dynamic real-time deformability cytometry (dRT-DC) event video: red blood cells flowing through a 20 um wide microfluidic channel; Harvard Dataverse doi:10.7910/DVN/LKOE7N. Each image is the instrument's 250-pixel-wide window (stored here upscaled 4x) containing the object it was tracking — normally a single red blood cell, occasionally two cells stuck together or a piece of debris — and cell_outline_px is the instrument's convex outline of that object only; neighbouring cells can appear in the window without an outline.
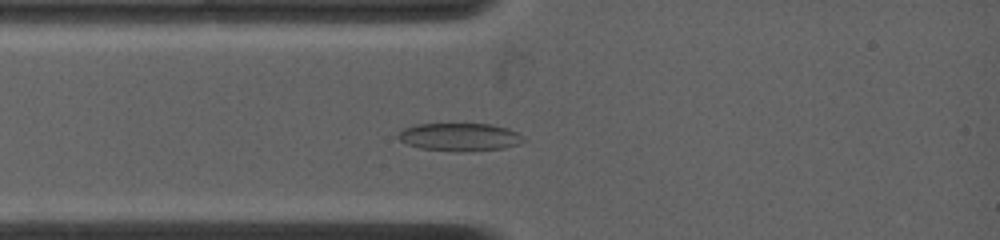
{"species": "common noctule bat (a hibernating species)", "species_latin": "Nyctalus noctula", "temperature_condition": "warm", "stored_images_in_passage": 62, "camera_frame_rate_fps": 4500, "um_per_image_px": 0.085, "animal": {"sex": "female", "body_mass_g": 19.0, "forearm_length_mm": 53.3}, "frame": {"image": 1, "passage_image": 9, "time_ms": 2.0, "image_size_px": [1000, 240], "cell_outline_px": [[524, 140], [520, 144], [504, 148], [456, 152], [420, 148], [408, 144], [400, 140], [396, 136], [404, 128], [416, 124], [492, 124], [508, 128], [524, 136]], "centroid_in_image_um": [39.09, 11.64], "position_along_channel_um": 45.9, "area_um2": 20.4}}
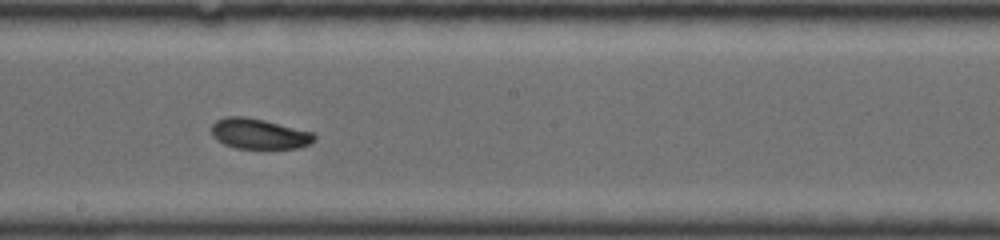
{"frame": {"image": 2, "passage_image": 32, "time_ms": 6.667, "image_size_px": [1000, 240], "cell_outline_px": [[316, 140], [300, 148], [236, 148], [224, 144], [216, 140], [212, 136], [212, 124], [216, 120], [224, 116], [244, 116], [264, 120], [316, 132]], "centroid_in_image_um": [22.04, 11.36], "position_along_channel_um": 226.2, "area_um2": 18.44}}
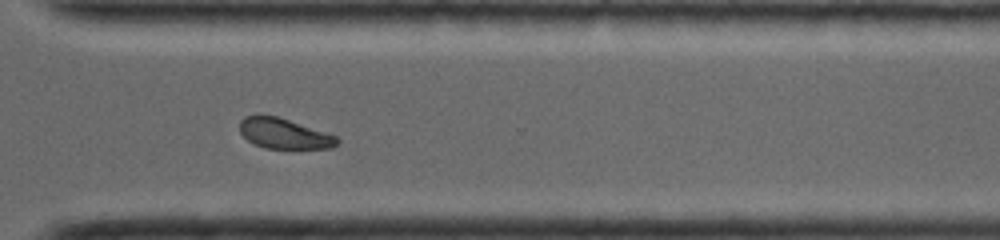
{"frame": {"image": 3, "passage_image": 50, "time_ms": 9.778, "image_size_px": [1000, 240], "cell_outline_px": [[340, 140], [332, 148], [264, 148], [248, 140], [240, 132], [240, 120], [244, 116], [256, 112], [276, 116], [336, 136]], "centroid_in_image_um": [24.07, 11.32], "position_along_channel_um": 346.5, "area_um2": 17.17}, "authors_computed_cell_mechanics": {"area_um2": 18.2648, "velocity_mm_per_s": 3.8576, "shape_relaxation_time_tau1_ms": null, "shape_relaxation_time_tau2_ms": 5.2696, "deformation_change_tau1": null, "deformation_change_tau2": 0.092}}